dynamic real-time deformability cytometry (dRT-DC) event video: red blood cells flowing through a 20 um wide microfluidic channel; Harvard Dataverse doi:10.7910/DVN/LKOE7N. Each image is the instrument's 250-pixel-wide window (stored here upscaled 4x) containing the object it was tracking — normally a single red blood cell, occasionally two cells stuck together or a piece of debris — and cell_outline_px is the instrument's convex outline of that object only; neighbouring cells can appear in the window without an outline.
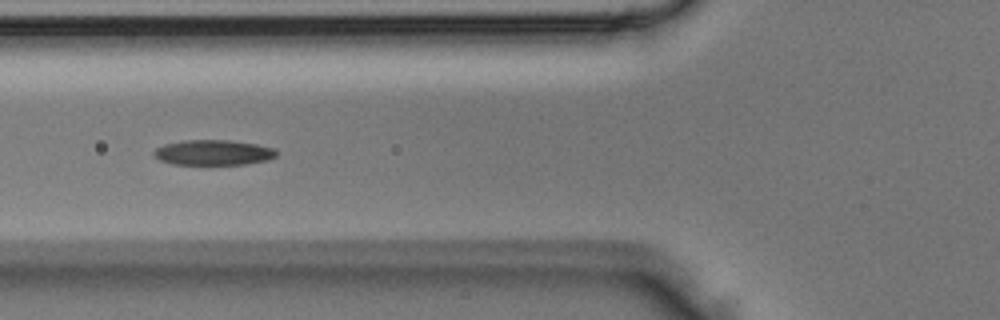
{"species": "Egyptian fruit bat (a non-hibernating species)", "species_latin": "Rousettus aegyptiacus", "temperature_condition": "room temperature", "stored_images_in_passage": 5, "camera_frame_rate_fps": 3000, "um_per_image_px": 0.085, "animal": {"sex": "male"}, "frame": {"image": 1, "passage_image": 5, "time_ms": 1.333, "image_size_px": [1000, 320], "cell_outline_px": [[276, 156], [268, 160], [244, 164], [172, 164], [160, 160], [152, 152], [156, 148], [164, 144], [184, 140], [232, 140], [256, 144], [276, 148]], "centroid_in_image_um": [18.15, 12.95], "position_along_channel_um": 107.7, "area_um2": 18.03}}